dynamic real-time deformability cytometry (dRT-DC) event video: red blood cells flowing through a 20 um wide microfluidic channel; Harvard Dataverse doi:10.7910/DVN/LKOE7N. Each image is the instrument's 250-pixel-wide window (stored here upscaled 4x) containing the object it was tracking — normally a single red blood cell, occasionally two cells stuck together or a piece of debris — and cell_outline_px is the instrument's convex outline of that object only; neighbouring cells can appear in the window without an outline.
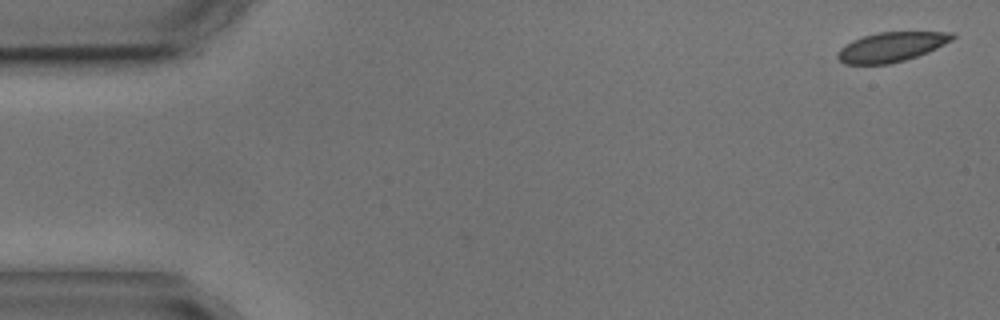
{"species": "common noctule bat (a hibernating species)", "species_latin": "Nyctalus noctula", "temperature_condition": "cold", "stored_images_in_passage": 6, "camera_frame_rate_fps": 3000, "um_per_image_px": 0.085, "animal": {"sex": "male", "body_mass_g": 17.9, "forearm_length_mm": 54.2}, "frame": {"image": 1, "passage_image": 1, "time_ms": 0.0, "image_size_px": [1000, 320], "cell_outline_px": [[956, 36], [952, 40], [928, 52], [904, 60], [888, 64], [844, 64], [836, 56], [840, 48], [844, 44], [852, 40], [876, 32], [956, 32]], "centroid_in_image_um": [75.75, 3.98], "position_along_channel_um": 9.2, "area_um2": 19.77}}